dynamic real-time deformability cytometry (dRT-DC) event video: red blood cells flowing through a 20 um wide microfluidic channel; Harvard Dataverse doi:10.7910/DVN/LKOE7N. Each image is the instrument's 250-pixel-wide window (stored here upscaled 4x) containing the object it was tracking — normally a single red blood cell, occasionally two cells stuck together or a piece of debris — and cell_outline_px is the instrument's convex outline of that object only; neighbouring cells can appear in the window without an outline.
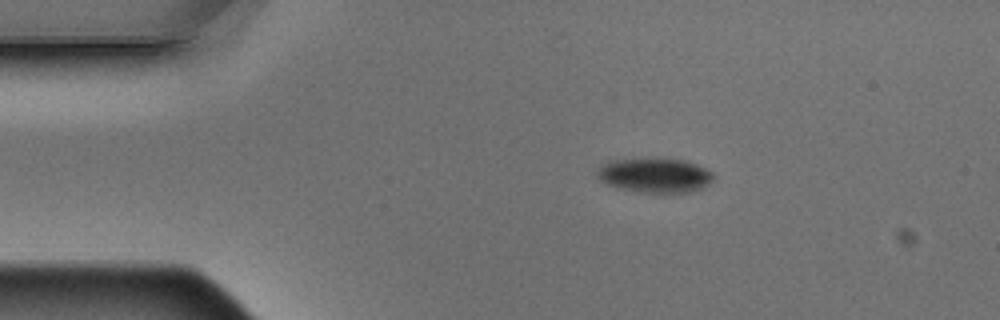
{"species": "Egyptian fruit bat (a non-hibernating species)", "species_latin": "Rousettus aegyptiacus", "temperature_condition": "warm", "stored_images_in_passage": 4, "camera_frame_rate_fps": 3000, "um_per_image_px": 0.085, "animal": {"sex": "male"}, "frame": {"image": 1, "passage_image": 1, "time_ms": 0.0, "image_size_px": [1000, 320], "cell_outline_px": [[716, 176], [704, 188], [688, 192], [640, 192], [616, 188], [600, 180], [596, 176], [596, 168], [608, 160], [684, 160], [696, 164], [712, 172]], "centroid_in_image_um": [55.64, 14.92], "position_along_channel_um": 29.4, "area_um2": 23.12}}
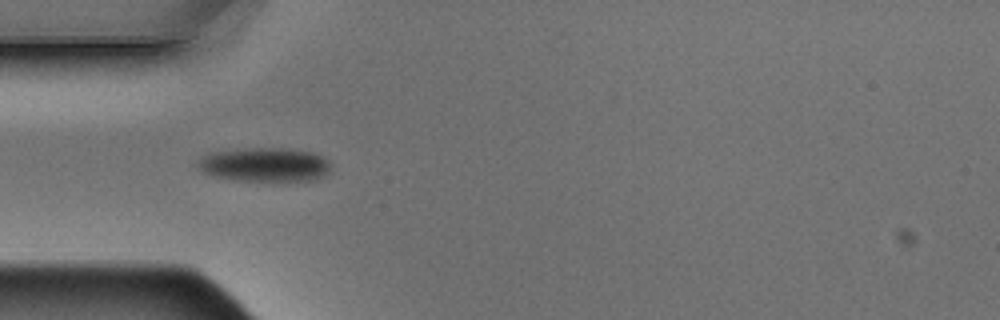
{"frame": {"image": 2, "passage_image": 3, "time_ms": 0.667, "image_size_px": [1000, 320], "cell_outline_px": [[328, 172], [324, 176], [316, 180], [244, 180], [216, 176], [204, 172], [196, 164], [204, 156], [212, 152], [244, 148], [288, 148], [312, 152], [324, 156], [328, 160]], "centroid_in_image_um": [22.55, 13.97], "position_along_channel_um": 62.5, "area_um2": 25.95}}
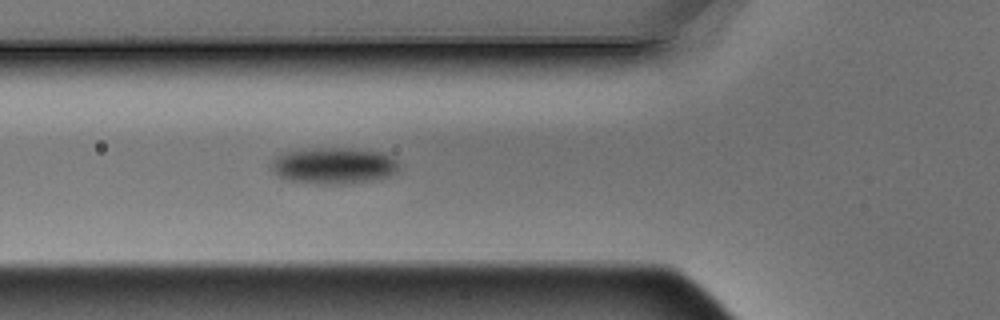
{"frame": {"image": 3, "passage_image": 4, "time_ms": 1.0, "image_size_px": [1000, 320], "cell_outline_px": [[400, 172], [380, 180], [348, 184], [320, 184], [288, 180], [280, 176], [268, 164], [276, 156], [300, 148], [356, 148], [384, 152], [392, 156], [396, 160], [400, 168]], "centroid_in_image_um": [28.45, 14.08], "position_along_channel_um": 97.3, "area_um2": 27.8}}